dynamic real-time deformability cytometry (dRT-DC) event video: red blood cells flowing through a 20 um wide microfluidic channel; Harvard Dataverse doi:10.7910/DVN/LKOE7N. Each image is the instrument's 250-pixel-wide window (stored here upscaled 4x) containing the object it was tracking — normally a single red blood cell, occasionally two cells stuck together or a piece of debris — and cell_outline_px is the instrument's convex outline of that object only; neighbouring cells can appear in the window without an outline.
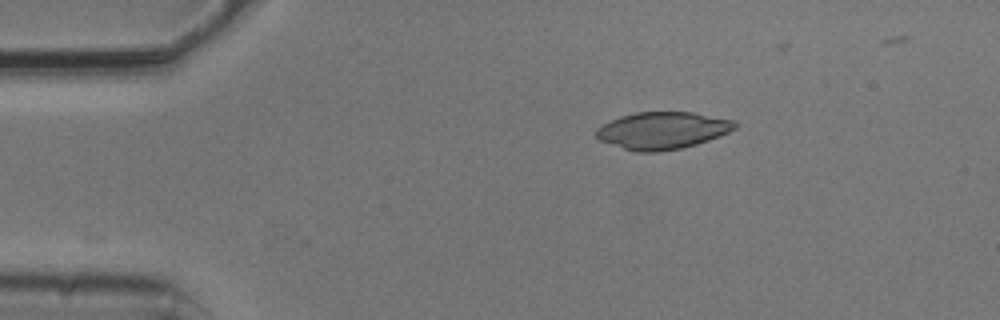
{"species": "common noctule bat (a hibernating species)", "species_latin": "Nyctalus noctula", "temperature_condition": "cold", "stored_images_in_passage": 2, "camera_frame_rate_fps": 3000, "um_per_image_px": 0.085, "animal": {"sex": "male", "body_mass_g": 20.5, "forearm_length_mm": 52.5}, "frame": {"image": 1, "passage_image": 2, "time_ms": 0.333, "image_size_px": [1000, 320], "cell_outline_px": [[740, 124], [736, 128], [728, 132], [708, 140], [696, 144], [680, 148], [660, 152], [636, 152], [600, 140], [596, 136], [596, 128], [620, 116], [636, 112], [692, 112], [736, 120]], "centroid_in_image_um": [56.35, 11.08], "position_along_channel_um": 28.7, "area_um2": 29.94}}